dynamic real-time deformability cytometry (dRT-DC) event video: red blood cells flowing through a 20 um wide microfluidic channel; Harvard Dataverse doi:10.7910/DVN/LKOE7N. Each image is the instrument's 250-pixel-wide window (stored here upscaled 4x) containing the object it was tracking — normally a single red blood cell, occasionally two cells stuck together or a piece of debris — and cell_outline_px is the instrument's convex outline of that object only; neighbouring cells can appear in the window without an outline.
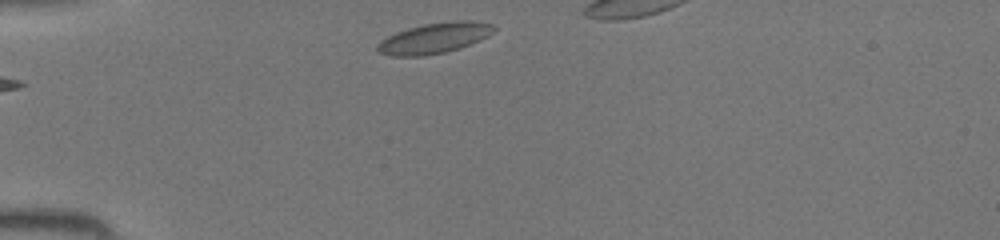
{"species": "common noctule bat (a hibernating species)", "species_latin": "Nyctalus noctula", "temperature_condition": "room temperature", "stored_images_in_passage": 26, "camera_frame_rate_fps": 3000, "um_per_image_px": 0.085, "animal": {"sex": "female", "body_mass_g": 19.5, "forearm_length_mm": 54.1}, "frame": {"image": 1, "passage_image": 1, "time_ms": 0.0, "image_size_px": [1000, 240], "cell_outline_px": [[496, 28], [488, 36], [480, 40], [460, 48], [444, 52], [420, 56], [392, 56], [376, 52], [376, 44], [380, 40], [396, 32], [408, 28], [424, 24], [452, 20], [472, 20], [492, 24]], "centroid_in_image_um": [36.9, 3.23], "position_along_channel_um": 48.1, "area_um2": 20.87}}
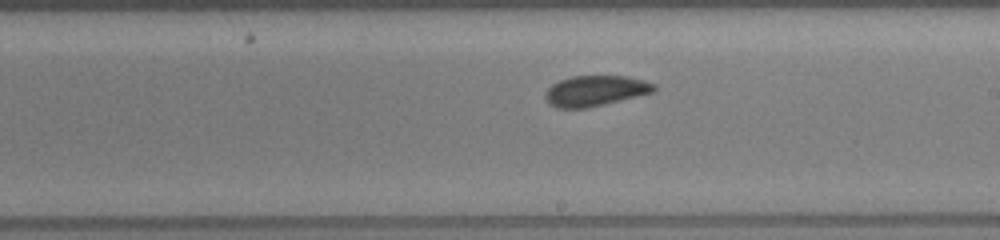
{"frame": {"image": 2, "passage_image": 15, "time_ms": 4.667, "image_size_px": [1000, 240], "cell_outline_px": [[656, 88], [652, 92], [588, 108], [556, 108], [548, 104], [544, 96], [544, 92], [552, 84], [560, 80], [572, 76], [628, 76], [644, 80], [656, 84]], "centroid_in_image_um": [50.56, 7.72], "position_along_channel_um": 238.4, "area_um2": 19.36}}
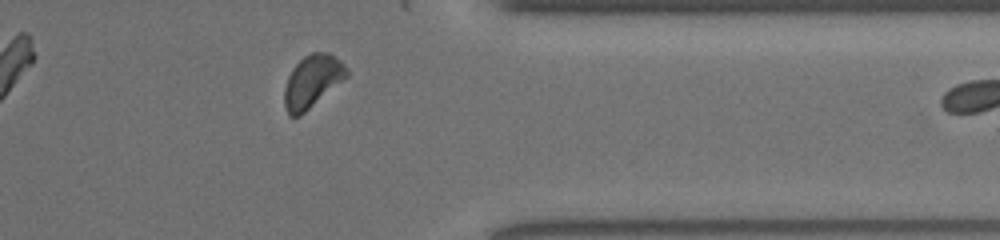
{"frame": {"image": 3, "passage_image": 25, "time_ms": 8.0, "image_size_px": [1000, 240], "cell_outline_px": [[348, 76], [300, 116], [288, 116], [284, 104], [284, 88], [288, 76], [292, 68], [304, 56], [312, 52], [328, 52], [340, 60], [348, 68]], "centroid_in_image_um": [26.53, 6.9], "position_along_channel_um": 384.9, "area_um2": 19.02}}